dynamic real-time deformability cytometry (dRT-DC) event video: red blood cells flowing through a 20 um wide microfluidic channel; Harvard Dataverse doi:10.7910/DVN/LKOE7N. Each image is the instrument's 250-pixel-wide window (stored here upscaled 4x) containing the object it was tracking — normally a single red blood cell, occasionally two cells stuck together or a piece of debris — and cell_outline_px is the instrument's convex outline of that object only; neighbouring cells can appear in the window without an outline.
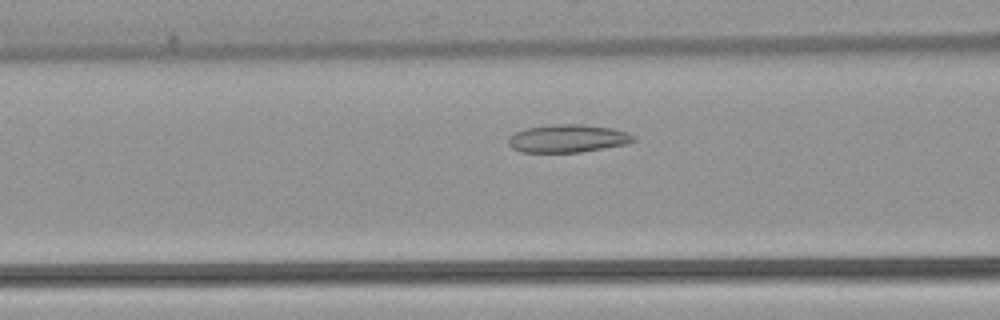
{"species": "common noctule bat (a hibernating species)", "species_latin": "Nyctalus noctula", "temperature_condition": "warm", "stored_images_in_passage": 48, "camera_frame_rate_fps": 3000, "um_per_image_px": 0.085, "animal": {"sex": "female", "body_mass_g": 22.7, "forearm_length_mm": 54.2}, "frame": {"image": 1, "passage_image": 16, "time_ms": 5.0, "image_size_px": [1000, 320], "cell_outline_px": [[636, 140], [628, 144], [580, 152], [520, 152], [512, 148], [508, 144], [508, 136], [512, 132], [524, 128], [556, 124], [584, 124], [612, 128], [628, 132], [636, 136]], "centroid_in_image_um": [48.25, 11.76], "position_along_channel_um": 118.4, "area_um2": 20.69}}
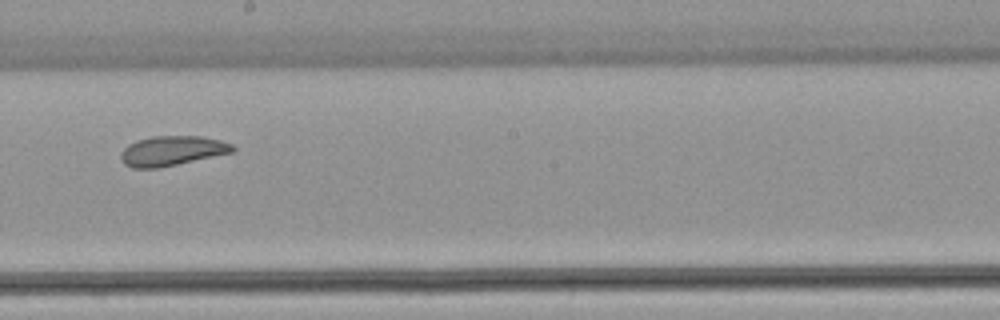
{"frame": {"image": 2, "passage_image": 25, "time_ms": 8.0, "image_size_px": [1000, 320], "cell_outline_px": [[236, 148], [232, 152], [176, 164], [156, 168], [132, 168], [124, 164], [120, 160], [120, 152], [128, 144], [136, 140], [152, 136], [200, 136], [220, 140], [232, 144]], "centroid_in_image_um": [14.57, 12.81], "position_along_channel_um": 233.6, "area_um2": 19.31}}
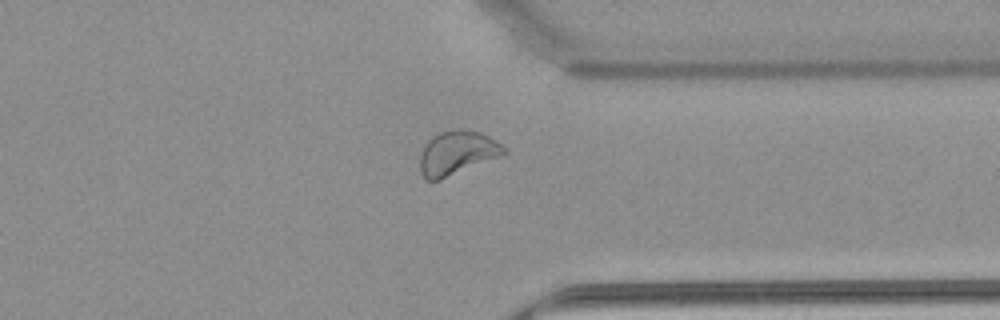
{"frame": {"image": 3, "passage_image": 36, "time_ms": 11.667, "image_size_px": [1000, 320], "cell_outline_px": [[508, 152], [440, 180], [428, 180], [420, 172], [420, 156], [424, 144], [432, 136], [440, 132], [456, 128], [460, 128], [480, 132], [496, 140], [508, 148]], "centroid_in_image_um": [38.84, 12.97], "position_along_channel_um": 372.6, "area_um2": 21.44}, "authors_computed_cell_mechanics": {"area_um2": 21.7617, "velocity_mm_per_s": 3.847, "shape_relaxation_time_tau1_ms": null, "shape_relaxation_time_tau2_ms": 2.0699, "deformation_change_tau1": null, "deformation_change_tau2": 0.0698}}